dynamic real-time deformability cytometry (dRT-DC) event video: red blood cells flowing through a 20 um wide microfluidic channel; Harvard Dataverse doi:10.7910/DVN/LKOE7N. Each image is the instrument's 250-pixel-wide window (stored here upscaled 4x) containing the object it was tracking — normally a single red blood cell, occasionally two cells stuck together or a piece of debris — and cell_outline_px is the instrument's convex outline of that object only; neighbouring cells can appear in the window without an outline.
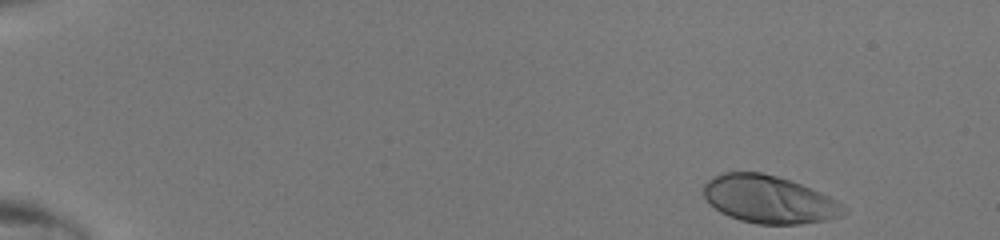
{"species": "human", "species_latin": "Homo sapiens", "temperature_condition": "room temperature", "stored_images_in_passage": 44, "camera_frame_rate_fps": 3000, "um_per_image_px": 0.085, "donor": {"sex": "male"}, "frame": {"image": 1, "passage_image": 1, "time_ms": 0.0, "image_size_px": [1000, 240], "cell_outline_px": [[848, 212], [840, 216], [824, 220], [800, 224], [756, 224], [740, 220], [728, 216], [720, 212], [704, 196], [704, 184], [708, 180], [724, 172], [760, 172], [776, 176], [800, 184], [820, 192], [836, 200], [848, 208]], "centroid_in_image_um": [65.38, 16.96], "position_along_channel_um": 19.6, "area_um2": 38.61}}
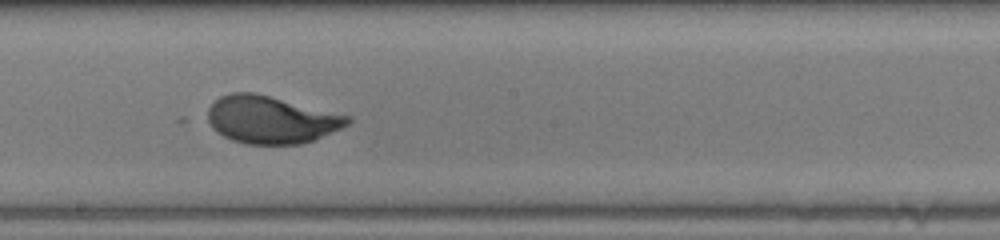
{"frame": {"image": 2, "passage_image": 25, "time_ms": 8.0, "image_size_px": [1000, 240], "cell_outline_px": [[352, 120], [348, 124], [340, 128], [312, 140], [300, 144], [248, 144], [232, 140], [224, 136], [204, 120], [208, 108], [220, 96], [232, 92], [256, 92], [352, 116]], "centroid_in_image_um": [23.01, 10.15], "position_along_channel_um": 225.2, "area_um2": 38.84}}
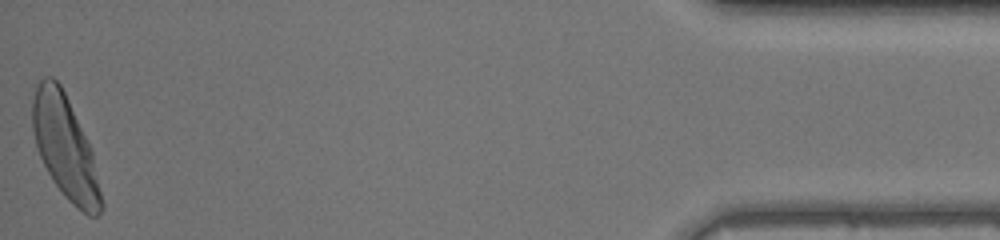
{"frame": {"image": 3, "passage_image": 44, "time_ms": 14.333, "image_size_px": [1000, 240], "cell_outline_px": [[104, 208], [96, 216], [88, 216], [76, 208], [64, 196], [52, 180], [36, 148], [32, 128], [32, 100], [36, 84], [44, 76], [52, 76], [60, 84], [68, 100], [92, 152], [104, 204]], "centroid_in_image_um": [5.52, 12.55], "position_along_channel_um": 429.7, "area_um2": 40.98}}